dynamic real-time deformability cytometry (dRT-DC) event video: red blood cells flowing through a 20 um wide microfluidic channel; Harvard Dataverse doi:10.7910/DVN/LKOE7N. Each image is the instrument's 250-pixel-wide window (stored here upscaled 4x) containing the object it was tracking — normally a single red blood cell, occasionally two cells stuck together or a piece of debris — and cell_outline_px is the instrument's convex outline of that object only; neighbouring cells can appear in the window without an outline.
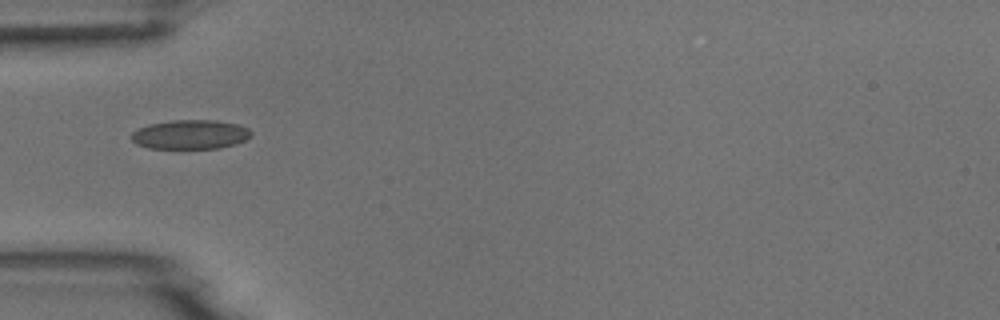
{"species": "common noctule bat (a hibernating species)", "species_latin": "Nyctalus noctula", "temperature_condition": "room temperature", "stored_images_in_passage": 7, "camera_frame_rate_fps": 3000, "um_per_image_px": 0.085, "animal": {"sex": "male", "body_mass_g": 18.8}, "frame": {"image": 1, "passage_image": 4, "time_ms": 4.333, "image_size_px": [1000, 320], "cell_outline_px": [[252, 136], [236, 144], [220, 148], [148, 148], [136, 144], [132, 140], [132, 132], [148, 124], [172, 120], [216, 120], [240, 124], [248, 128], [252, 132]], "centroid_in_image_um": [16.21, 11.42], "position_along_channel_um": 68.8, "area_um2": 20.52}}